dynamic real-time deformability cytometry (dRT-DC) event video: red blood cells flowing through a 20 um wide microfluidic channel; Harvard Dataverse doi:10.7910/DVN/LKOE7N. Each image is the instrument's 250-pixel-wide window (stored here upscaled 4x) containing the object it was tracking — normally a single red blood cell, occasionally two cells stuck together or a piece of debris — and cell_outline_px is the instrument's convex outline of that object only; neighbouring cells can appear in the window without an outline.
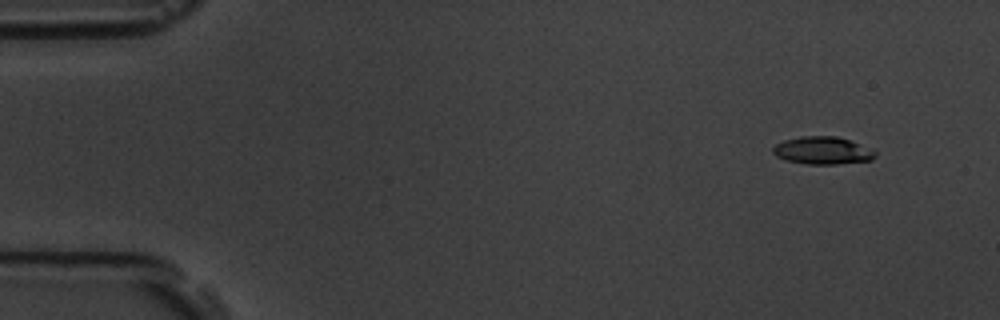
{"species": "common noctule bat (a hibernating species)", "species_latin": "Nyctalus noctula", "temperature_condition": "room temperature", "stored_images_in_passage": 6, "camera_frame_rate_fps": 3000, "um_per_image_px": 0.085, "animal": {"sex": "male", "body_mass_g": 19.5, "forearm_length_mm": 54.6}, "frame": {"image": 1, "passage_image": 2, "time_ms": 1.333, "image_size_px": [1000, 320], "cell_outline_px": [[876, 156], [872, 160], [836, 164], [808, 164], [788, 160], [776, 156], [772, 152], [772, 148], [776, 144], [784, 140], [800, 136], [836, 136], [848, 140], [876, 152]], "centroid_in_image_um": [69.88, 12.79], "position_along_channel_um": 15.1, "area_um2": 16.18}}